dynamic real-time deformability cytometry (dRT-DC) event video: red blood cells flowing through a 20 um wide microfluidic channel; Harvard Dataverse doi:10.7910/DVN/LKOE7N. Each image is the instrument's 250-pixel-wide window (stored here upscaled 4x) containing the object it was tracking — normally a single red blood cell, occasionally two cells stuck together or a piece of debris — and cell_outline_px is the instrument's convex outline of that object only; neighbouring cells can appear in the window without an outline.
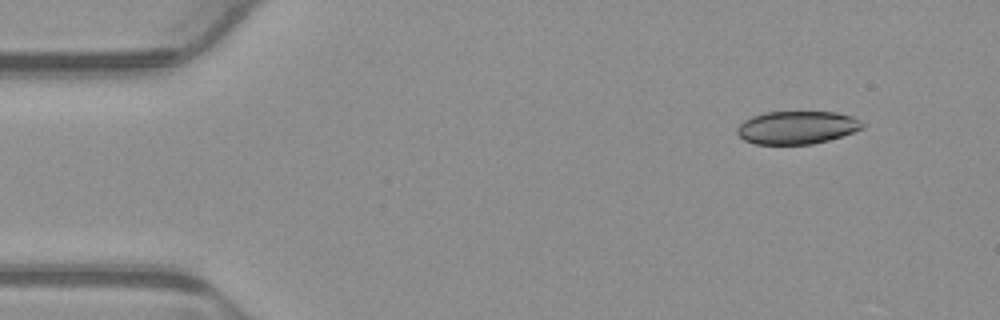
{"species": "common noctule bat (a hibernating species)", "species_latin": "Nyctalus noctula", "temperature_condition": "warm", "stored_images_in_passage": 7, "camera_frame_rate_fps": 3000, "um_per_image_px": 0.085, "animal": {"sex": "male", "body_mass_g": 23.1, "forearm_length_mm": 52.7}, "frame": {"image": 1, "passage_image": 2, "time_ms": 0.333, "image_size_px": [1000, 320], "cell_outline_px": [[864, 128], [828, 140], [812, 144], [756, 144], [744, 140], [736, 132], [736, 128], [744, 120], [752, 116], [764, 112], [836, 112], [852, 116], [860, 120], [864, 124]], "centroid_in_image_um": [67.73, 10.83], "position_along_channel_um": 17.3, "area_um2": 24.04}}
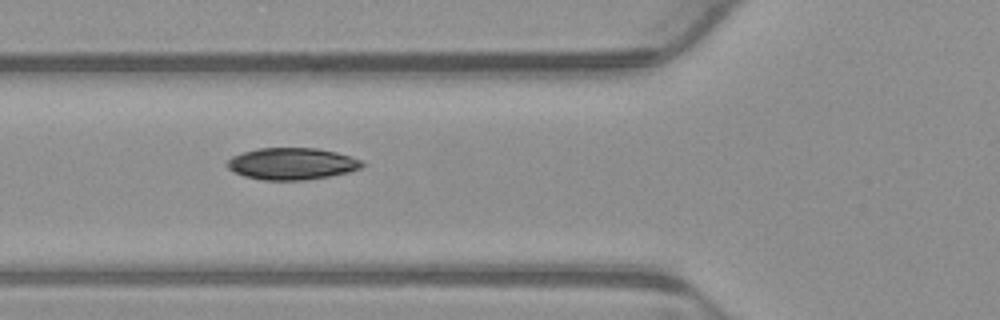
{"frame": {"image": 2, "passage_image": 6, "time_ms": 1.667, "image_size_px": [1000, 320], "cell_outline_px": [[368, 164], [360, 168], [348, 172], [328, 176], [304, 180], [264, 180], [244, 176], [228, 168], [224, 164], [232, 156], [256, 148], [316, 148], [336, 152], [352, 156]], "centroid_in_image_um": [24.82, 13.91], "position_along_channel_um": 101.0, "area_um2": 25.03}}
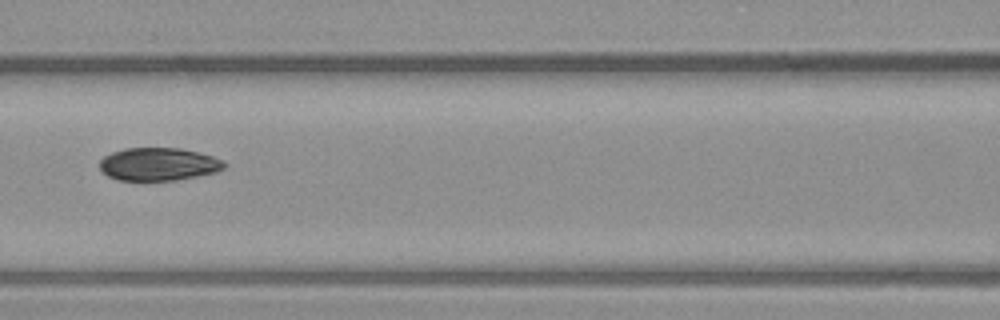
{"frame": {"image": 3, "passage_image": 7, "time_ms": 2.0, "image_size_px": [1000, 320], "cell_outline_px": [[228, 164], [224, 168], [216, 172], [176, 180], [116, 180], [108, 176], [100, 168], [100, 160], [104, 156], [112, 152], [124, 148], [180, 148], [212, 156], [224, 160]], "centroid_in_image_um": [13.48, 13.95], "position_along_channel_um": 153.1, "area_um2": 23.87}}